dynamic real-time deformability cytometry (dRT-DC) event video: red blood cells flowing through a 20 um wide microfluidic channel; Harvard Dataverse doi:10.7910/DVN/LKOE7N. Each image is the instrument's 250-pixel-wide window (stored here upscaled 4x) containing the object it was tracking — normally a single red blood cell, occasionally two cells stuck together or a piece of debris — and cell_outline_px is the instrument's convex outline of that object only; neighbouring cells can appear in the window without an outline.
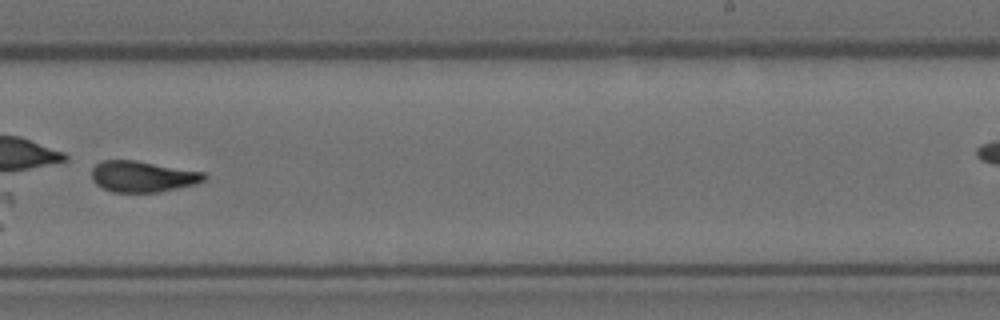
{"species": "Egyptian fruit bat (a non-hibernating species)", "species_latin": "Rousettus aegyptiacus", "temperature_condition": "room temperature", "stored_images_in_passage": 14, "camera_frame_rate_fps": 3000, "um_per_image_px": 0.085, "animal": {"sex": "female"}, "frame": {"image": 1, "passage_image": 10, "time_ms": 3.0, "image_size_px": [1000, 320], "cell_outline_px": [[208, 176], [204, 180], [196, 184], [160, 192], [112, 192], [96, 184], [92, 180], [92, 168], [96, 164], [104, 160], [136, 160], [204, 172]], "centroid_in_image_um": [12.13, 15.0], "position_along_channel_um": 276.9, "area_um2": 20.4}}
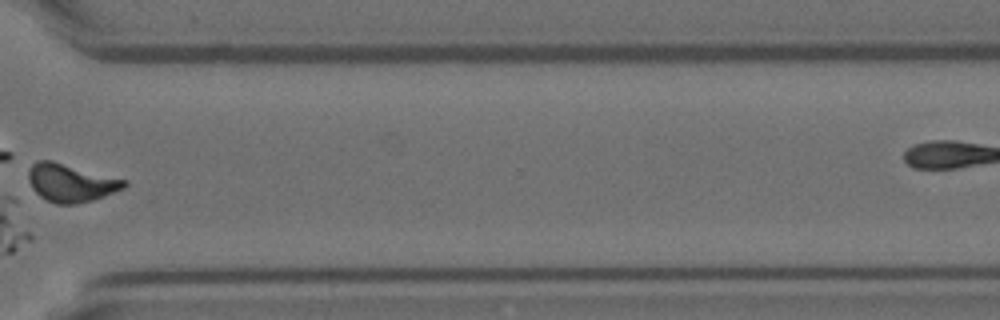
{"frame": {"image": 2, "passage_image": 12, "time_ms": 3.667, "image_size_px": [1000, 320], "cell_outline_px": [[128, 184], [124, 188], [104, 196], [92, 200], [76, 204], [56, 204], [32, 192], [28, 180], [28, 164], [36, 160], [52, 160], [128, 180]], "centroid_in_image_um": [5.97, 15.52], "position_along_channel_um": 364.6, "area_um2": 21.62}}